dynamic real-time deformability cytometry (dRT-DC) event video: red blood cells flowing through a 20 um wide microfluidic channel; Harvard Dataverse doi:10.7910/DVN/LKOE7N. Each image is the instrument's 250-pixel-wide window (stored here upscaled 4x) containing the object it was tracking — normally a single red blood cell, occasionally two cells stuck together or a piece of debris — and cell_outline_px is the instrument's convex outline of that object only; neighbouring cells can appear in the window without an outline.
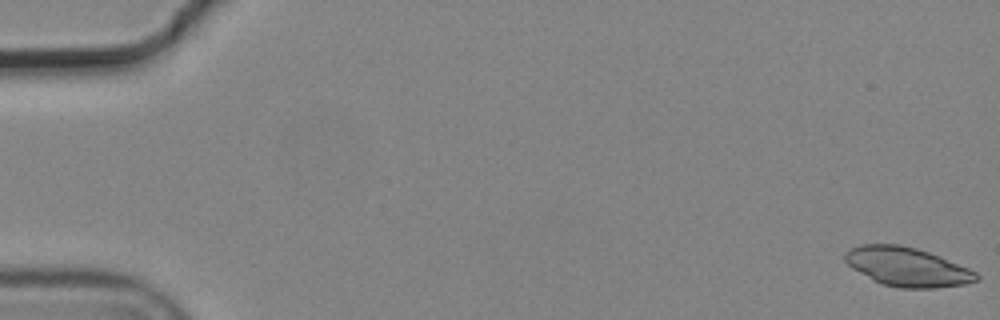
{"species": "common noctule bat (a hibernating species)", "species_latin": "Nyctalus noctula", "temperature_condition": "cold", "stored_images_in_passage": 5, "camera_frame_rate_fps": 3000, "um_per_image_px": 0.085, "animal": {"sex": "male", "body_mass_g": 19.2, "forearm_length_mm": 51.8}, "frame": {"image": 1, "passage_image": 1, "time_ms": 0.0, "image_size_px": [1000, 320], "cell_outline_px": [[980, 280], [964, 284], [936, 288], [900, 288], [884, 284], [872, 280], [852, 268], [844, 260], [844, 252], [860, 244], [900, 244], [916, 248], [940, 256], [968, 268], [976, 272], [980, 276]], "centroid_in_image_um": [77.11, 22.68], "position_along_channel_um": 7.9, "area_um2": 29.88}}